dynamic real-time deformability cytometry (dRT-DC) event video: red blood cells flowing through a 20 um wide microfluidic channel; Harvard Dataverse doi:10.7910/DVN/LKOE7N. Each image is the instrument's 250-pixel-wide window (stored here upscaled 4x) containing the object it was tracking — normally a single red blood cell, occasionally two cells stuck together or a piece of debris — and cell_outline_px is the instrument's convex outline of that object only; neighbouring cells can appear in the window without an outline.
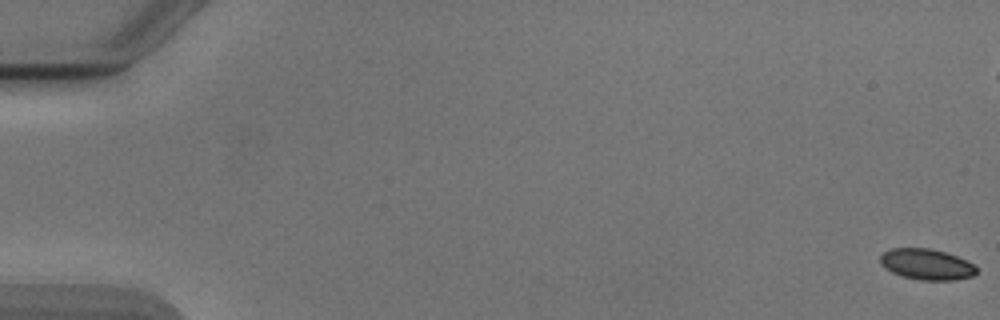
{"species": "Egyptian fruit bat (a non-hibernating species)", "species_latin": "Rousettus aegyptiacus", "temperature_condition": "cold", "stored_images_in_passage": 14, "camera_frame_rate_fps": 3000, "um_per_image_px": 0.085, "animal": {"sex": "male"}, "frame": {"image": 1, "passage_image": 1, "time_ms": 0.0, "image_size_px": [1000, 320], "cell_outline_px": [[976, 272], [972, 276], [956, 280], [920, 280], [900, 276], [892, 272], [880, 264], [880, 256], [884, 252], [892, 248], [928, 248], [944, 252], [956, 256], [972, 264], [976, 268]], "centroid_in_image_um": [78.72, 22.47], "position_along_channel_um": 6.3, "area_um2": 17.17}}